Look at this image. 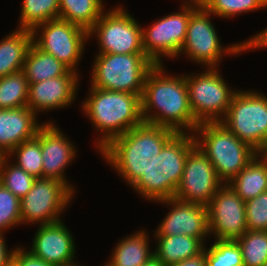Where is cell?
I'll return each mask as SVG.
<instances>
[{
  "label": "cell",
  "instance_id": "1",
  "mask_svg": "<svg viewBox=\"0 0 267 266\" xmlns=\"http://www.w3.org/2000/svg\"><path fill=\"white\" fill-rule=\"evenodd\" d=\"M163 71L162 64L155 65L145 77L141 95L143 121L169 128L176 133H183L184 127L195 131L199 123L189 106L186 78L163 76ZM151 107L159 109L160 114L148 115Z\"/></svg>",
  "mask_w": 267,
  "mask_h": 266
},
{
  "label": "cell",
  "instance_id": "2",
  "mask_svg": "<svg viewBox=\"0 0 267 266\" xmlns=\"http://www.w3.org/2000/svg\"><path fill=\"white\" fill-rule=\"evenodd\" d=\"M176 134L169 128L143 122L112 139L100 152L132 186Z\"/></svg>",
  "mask_w": 267,
  "mask_h": 266
},
{
  "label": "cell",
  "instance_id": "3",
  "mask_svg": "<svg viewBox=\"0 0 267 266\" xmlns=\"http://www.w3.org/2000/svg\"><path fill=\"white\" fill-rule=\"evenodd\" d=\"M91 90L83 109L95 127L105 135L98 142L100 150L112 139L144 122L140 95L94 87Z\"/></svg>",
  "mask_w": 267,
  "mask_h": 266
},
{
  "label": "cell",
  "instance_id": "4",
  "mask_svg": "<svg viewBox=\"0 0 267 266\" xmlns=\"http://www.w3.org/2000/svg\"><path fill=\"white\" fill-rule=\"evenodd\" d=\"M196 146L194 135L177 133L155 156L146 173L132 185L145 198L161 201L174 197L186 156Z\"/></svg>",
  "mask_w": 267,
  "mask_h": 266
},
{
  "label": "cell",
  "instance_id": "5",
  "mask_svg": "<svg viewBox=\"0 0 267 266\" xmlns=\"http://www.w3.org/2000/svg\"><path fill=\"white\" fill-rule=\"evenodd\" d=\"M198 131L202 140L195 136L196 146L208 157L219 180L225 184H229L259 153L221 122L201 123L194 132Z\"/></svg>",
  "mask_w": 267,
  "mask_h": 266
},
{
  "label": "cell",
  "instance_id": "6",
  "mask_svg": "<svg viewBox=\"0 0 267 266\" xmlns=\"http://www.w3.org/2000/svg\"><path fill=\"white\" fill-rule=\"evenodd\" d=\"M92 87L142 95L145 77L155 64L145 54L99 53Z\"/></svg>",
  "mask_w": 267,
  "mask_h": 266
},
{
  "label": "cell",
  "instance_id": "7",
  "mask_svg": "<svg viewBox=\"0 0 267 266\" xmlns=\"http://www.w3.org/2000/svg\"><path fill=\"white\" fill-rule=\"evenodd\" d=\"M225 116L221 123L262 155L267 147V97L237 91Z\"/></svg>",
  "mask_w": 267,
  "mask_h": 266
},
{
  "label": "cell",
  "instance_id": "8",
  "mask_svg": "<svg viewBox=\"0 0 267 266\" xmlns=\"http://www.w3.org/2000/svg\"><path fill=\"white\" fill-rule=\"evenodd\" d=\"M185 78L189 106L196 121L199 124L221 122L223 120L220 117L221 113L227 114L236 91L229 90L216 68H208L205 73L199 76L185 75Z\"/></svg>",
  "mask_w": 267,
  "mask_h": 266
},
{
  "label": "cell",
  "instance_id": "9",
  "mask_svg": "<svg viewBox=\"0 0 267 266\" xmlns=\"http://www.w3.org/2000/svg\"><path fill=\"white\" fill-rule=\"evenodd\" d=\"M88 33H97L100 53L145 54L141 27L121 7L102 14Z\"/></svg>",
  "mask_w": 267,
  "mask_h": 266
},
{
  "label": "cell",
  "instance_id": "10",
  "mask_svg": "<svg viewBox=\"0 0 267 266\" xmlns=\"http://www.w3.org/2000/svg\"><path fill=\"white\" fill-rule=\"evenodd\" d=\"M73 192L60 180L37 178L32 189L20 200L21 221H41L40 225L60 221L58 214L67 206Z\"/></svg>",
  "mask_w": 267,
  "mask_h": 266
},
{
  "label": "cell",
  "instance_id": "11",
  "mask_svg": "<svg viewBox=\"0 0 267 266\" xmlns=\"http://www.w3.org/2000/svg\"><path fill=\"white\" fill-rule=\"evenodd\" d=\"M42 28V36L35 41L36 29ZM33 43L43 52L51 54L75 71L78 60L83 53L84 41L89 37L88 31L78 25L56 18L37 25L33 30Z\"/></svg>",
  "mask_w": 267,
  "mask_h": 266
},
{
  "label": "cell",
  "instance_id": "12",
  "mask_svg": "<svg viewBox=\"0 0 267 266\" xmlns=\"http://www.w3.org/2000/svg\"><path fill=\"white\" fill-rule=\"evenodd\" d=\"M196 5H183V12L168 15L147 30H142V45L145 55L155 64L159 65L160 55L175 57L183 46L188 22ZM160 54V55H159Z\"/></svg>",
  "mask_w": 267,
  "mask_h": 266
},
{
  "label": "cell",
  "instance_id": "13",
  "mask_svg": "<svg viewBox=\"0 0 267 266\" xmlns=\"http://www.w3.org/2000/svg\"><path fill=\"white\" fill-rule=\"evenodd\" d=\"M221 183L213 164L195 146L186 156L183 175L174 198L207 206Z\"/></svg>",
  "mask_w": 267,
  "mask_h": 266
},
{
  "label": "cell",
  "instance_id": "14",
  "mask_svg": "<svg viewBox=\"0 0 267 266\" xmlns=\"http://www.w3.org/2000/svg\"><path fill=\"white\" fill-rule=\"evenodd\" d=\"M224 186L207 205L209 233L214 231L217 240L236 241L247 231L245 201L229 184Z\"/></svg>",
  "mask_w": 267,
  "mask_h": 266
},
{
  "label": "cell",
  "instance_id": "15",
  "mask_svg": "<svg viewBox=\"0 0 267 266\" xmlns=\"http://www.w3.org/2000/svg\"><path fill=\"white\" fill-rule=\"evenodd\" d=\"M210 12L204 6H198L190 15L186 39L181 51L188 57L201 62L209 68H215L223 54L217 33L210 22Z\"/></svg>",
  "mask_w": 267,
  "mask_h": 266
},
{
  "label": "cell",
  "instance_id": "16",
  "mask_svg": "<svg viewBox=\"0 0 267 266\" xmlns=\"http://www.w3.org/2000/svg\"><path fill=\"white\" fill-rule=\"evenodd\" d=\"M160 202L174 206L159 225L155 235H187L195 238H205L208 235L207 206L181 201L174 197Z\"/></svg>",
  "mask_w": 267,
  "mask_h": 266
},
{
  "label": "cell",
  "instance_id": "17",
  "mask_svg": "<svg viewBox=\"0 0 267 266\" xmlns=\"http://www.w3.org/2000/svg\"><path fill=\"white\" fill-rule=\"evenodd\" d=\"M74 242L70 231L60 221L41 225L30 252L53 266L72 264Z\"/></svg>",
  "mask_w": 267,
  "mask_h": 266
},
{
  "label": "cell",
  "instance_id": "18",
  "mask_svg": "<svg viewBox=\"0 0 267 266\" xmlns=\"http://www.w3.org/2000/svg\"><path fill=\"white\" fill-rule=\"evenodd\" d=\"M63 136L64 134L53 123L49 122L41 126L43 178L60 180L73 191L71 185L67 184L63 171L72 161L76 151L69 140Z\"/></svg>",
  "mask_w": 267,
  "mask_h": 266
},
{
  "label": "cell",
  "instance_id": "19",
  "mask_svg": "<svg viewBox=\"0 0 267 266\" xmlns=\"http://www.w3.org/2000/svg\"><path fill=\"white\" fill-rule=\"evenodd\" d=\"M29 107L0 109V156L9 153L22 142L33 139L41 127Z\"/></svg>",
  "mask_w": 267,
  "mask_h": 266
},
{
  "label": "cell",
  "instance_id": "20",
  "mask_svg": "<svg viewBox=\"0 0 267 266\" xmlns=\"http://www.w3.org/2000/svg\"><path fill=\"white\" fill-rule=\"evenodd\" d=\"M78 76H60L29 84L27 107L36 111L68 106L77 91Z\"/></svg>",
  "mask_w": 267,
  "mask_h": 266
},
{
  "label": "cell",
  "instance_id": "21",
  "mask_svg": "<svg viewBox=\"0 0 267 266\" xmlns=\"http://www.w3.org/2000/svg\"><path fill=\"white\" fill-rule=\"evenodd\" d=\"M33 43L29 29H19L0 42V78L23 70L27 52Z\"/></svg>",
  "mask_w": 267,
  "mask_h": 266
},
{
  "label": "cell",
  "instance_id": "22",
  "mask_svg": "<svg viewBox=\"0 0 267 266\" xmlns=\"http://www.w3.org/2000/svg\"><path fill=\"white\" fill-rule=\"evenodd\" d=\"M28 83H36L60 76H78L65 64L51 54L43 52L34 43L31 44L23 66Z\"/></svg>",
  "mask_w": 267,
  "mask_h": 266
},
{
  "label": "cell",
  "instance_id": "23",
  "mask_svg": "<svg viewBox=\"0 0 267 266\" xmlns=\"http://www.w3.org/2000/svg\"><path fill=\"white\" fill-rule=\"evenodd\" d=\"M159 239L154 256L165 266L193 258L204 252V238L187 235H156Z\"/></svg>",
  "mask_w": 267,
  "mask_h": 266
},
{
  "label": "cell",
  "instance_id": "24",
  "mask_svg": "<svg viewBox=\"0 0 267 266\" xmlns=\"http://www.w3.org/2000/svg\"><path fill=\"white\" fill-rule=\"evenodd\" d=\"M258 156L259 154L229 184L243 201L267 191V157L263 154L261 161Z\"/></svg>",
  "mask_w": 267,
  "mask_h": 266
},
{
  "label": "cell",
  "instance_id": "25",
  "mask_svg": "<svg viewBox=\"0 0 267 266\" xmlns=\"http://www.w3.org/2000/svg\"><path fill=\"white\" fill-rule=\"evenodd\" d=\"M144 231L135 233L118 243L109 266H141L149 261L154 252L150 253L148 237Z\"/></svg>",
  "mask_w": 267,
  "mask_h": 266
},
{
  "label": "cell",
  "instance_id": "26",
  "mask_svg": "<svg viewBox=\"0 0 267 266\" xmlns=\"http://www.w3.org/2000/svg\"><path fill=\"white\" fill-rule=\"evenodd\" d=\"M101 0H59V17L89 31L103 13Z\"/></svg>",
  "mask_w": 267,
  "mask_h": 266
},
{
  "label": "cell",
  "instance_id": "27",
  "mask_svg": "<svg viewBox=\"0 0 267 266\" xmlns=\"http://www.w3.org/2000/svg\"><path fill=\"white\" fill-rule=\"evenodd\" d=\"M29 83L23 71L0 78V109L26 107Z\"/></svg>",
  "mask_w": 267,
  "mask_h": 266
},
{
  "label": "cell",
  "instance_id": "28",
  "mask_svg": "<svg viewBox=\"0 0 267 266\" xmlns=\"http://www.w3.org/2000/svg\"><path fill=\"white\" fill-rule=\"evenodd\" d=\"M59 17V0H24L21 29L33 30L37 25Z\"/></svg>",
  "mask_w": 267,
  "mask_h": 266
},
{
  "label": "cell",
  "instance_id": "29",
  "mask_svg": "<svg viewBox=\"0 0 267 266\" xmlns=\"http://www.w3.org/2000/svg\"><path fill=\"white\" fill-rule=\"evenodd\" d=\"M236 241L242 252L244 266L267 265V231L247 230Z\"/></svg>",
  "mask_w": 267,
  "mask_h": 266
},
{
  "label": "cell",
  "instance_id": "30",
  "mask_svg": "<svg viewBox=\"0 0 267 266\" xmlns=\"http://www.w3.org/2000/svg\"><path fill=\"white\" fill-rule=\"evenodd\" d=\"M13 152H15L18 158V162L15 163L17 166L21 167L25 172L36 179L43 178L41 127L33 139L22 142L9 154H13Z\"/></svg>",
  "mask_w": 267,
  "mask_h": 266
},
{
  "label": "cell",
  "instance_id": "31",
  "mask_svg": "<svg viewBox=\"0 0 267 266\" xmlns=\"http://www.w3.org/2000/svg\"><path fill=\"white\" fill-rule=\"evenodd\" d=\"M6 162L7 157L0 156V183L21 200L32 189L36 178L16 164L7 166Z\"/></svg>",
  "mask_w": 267,
  "mask_h": 266
},
{
  "label": "cell",
  "instance_id": "32",
  "mask_svg": "<svg viewBox=\"0 0 267 266\" xmlns=\"http://www.w3.org/2000/svg\"><path fill=\"white\" fill-rule=\"evenodd\" d=\"M204 255L207 266H244L237 241L217 240Z\"/></svg>",
  "mask_w": 267,
  "mask_h": 266
},
{
  "label": "cell",
  "instance_id": "33",
  "mask_svg": "<svg viewBox=\"0 0 267 266\" xmlns=\"http://www.w3.org/2000/svg\"><path fill=\"white\" fill-rule=\"evenodd\" d=\"M267 6V0H206L204 7L213 14L228 18Z\"/></svg>",
  "mask_w": 267,
  "mask_h": 266
},
{
  "label": "cell",
  "instance_id": "34",
  "mask_svg": "<svg viewBox=\"0 0 267 266\" xmlns=\"http://www.w3.org/2000/svg\"><path fill=\"white\" fill-rule=\"evenodd\" d=\"M20 222V199L0 183V233Z\"/></svg>",
  "mask_w": 267,
  "mask_h": 266
},
{
  "label": "cell",
  "instance_id": "35",
  "mask_svg": "<svg viewBox=\"0 0 267 266\" xmlns=\"http://www.w3.org/2000/svg\"><path fill=\"white\" fill-rule=\"evenodd\" d=\"M246 227L252 231H267V191L245 201Z\"/></svg>",
  "mask_w": 267,
  "mask_h": 266
},
{
  "label": "cell",
  "instance_id": "36",
  "mask_svg": "<svg viewBox=\"0 0 267 266\" xmlns=\"http://www.w3.org/2000/svg\"><path fill=\"white\" fill-rule=\"evenodd\" d=\"M12 266H53L50 263L34 256L30 251L17 248L12 257Z\"/></svg>",
  "mask_w": 267,
  "mask_h": 266
},
{
  "label": "cell",
  "instance_id": "37",
  "mask_svg": "<svg viewBox=\"0 0 267 266\" xmlns=\"http://www.w3.org/2000/svg\"><path fill=\"white\" fill-rule=\"evenodd\" d=\"M266 47L267 46V28L260 34H257L252 39H249L246 43L243 44H236L231 47L224 49L226 53H239L242 50L249 49V48H259V47Z\"/></svg>",
  "mask_w": 267,
  "mask_h": 266
},
{
  "label": "cell",
  "instance_id": "38",
  "mask_svg": "<svg viewBox=\"0 0 267 266\" xmlns=\"http://www.w3.org/2000/svg\"><path fill=\"white\" fill-rule=\"evenodd\" d=\"M5 241L3 238V234L0 233V266H11L12 265V257L15 250L8 252L5 247Z\"/></svg>",
  "mask_w": 267,
  "mask_h": 266
},
{
  "label": "cell",
  "instance_id": "39",
  "mask_svg": "<svg viewBox=\"0 0 267 266\" xmlns=\"http://www.w3.org/2000/svg\"><path fill=\"white\" fill-rule=\"evenodd\" d=\"M169 266H207L204 252L196 257L185 259Z\"/></svg>",
  "mask_w": 267,
  "mask_h": 266
},
{
  "label": "cell",
  "instance_id": "40",
  "mask_svg": "<svg viewBox=\"0 0 267 266\" xmlns=\"http://www.w3.org/2000/svg\"><path fill=\"white\" fill-rule=\"evenodd\" d=\"M141 266H165L161 261H159L155 256H153L149 261L145 262Z\"/></svg>",
  "mask_w": 267,
  "mask_h": 266
},
{
  "label": "cell",
  "instance_id": "41",
  "mask_svg": "<svg viewBox=\"0 0 267 266\" xmlns=\"http://www.w3.org/2000/svg\"><path fill=\"white\" fill-rule=\"evenodd\" d=\"M192 5L196 6H204L206 0H191Z\"/></svg>",
  "mask_w": 267,
  "mask_h": 266
},
{
  "label": "cell",
  "instance_id": "42",
  "mask_svg": "<svg viewBox=\"0 0 267 266\" xmlns=\"http://www.w3.org/2000/svg\"><path fill=\"white\" fill-rule=\"evenodd\" d=\"M262 154H264L267 157V147L266 149L262 152Z\"/></svg>",
  "mask_w": 267,
  "mask_h": 266
},
{
  "label": "cell",
  "instance_id": "43",
  "mask_svg": "<svg viewBox=\"0 0 267 266\" xmlns=\"http://www.w3.org/2000/svg\"><path fill=\"white\" fill-rule=\"evenodd\" d=\"M65 266H77V265H74V263H72V264L65 265ZM78 266H79V265H78Z\"/></svg>",
  "mask_w": 267,
  "mask_h": 266
}]
</instances>
